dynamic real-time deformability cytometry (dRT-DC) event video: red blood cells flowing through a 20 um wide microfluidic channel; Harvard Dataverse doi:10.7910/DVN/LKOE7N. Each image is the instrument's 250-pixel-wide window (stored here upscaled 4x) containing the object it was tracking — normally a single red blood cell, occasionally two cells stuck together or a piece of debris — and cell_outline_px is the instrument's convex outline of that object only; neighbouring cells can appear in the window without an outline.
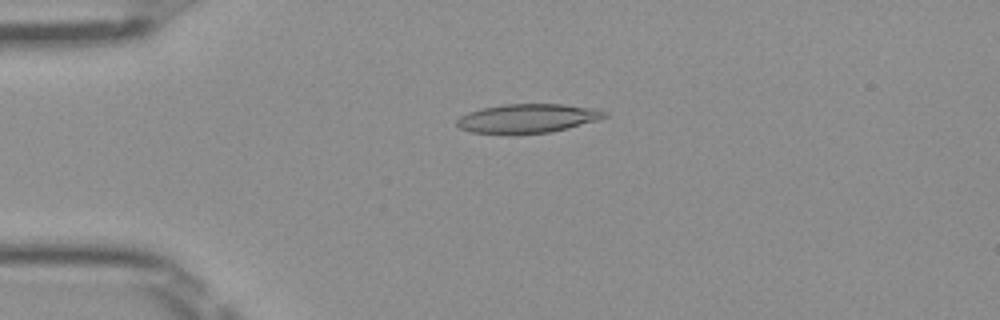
{"species": "Egyptian fruit bat (a non-hibernating species)", "species_latin": "Rousettus aegyptiacus", "temperature_condition": "room temperature", "stored_images_in_passage": 50, "camera_frame_rate_fps": 3000, "um_per_image_px": 0.085, "frame": {"image": 1, "passage_image": 12, "time_ms": 3.667, "image_size_px": [1000, 320], "cell_outline_px": [[608, 116], [600, 120], [552, 132], [472, 132], [460, 128], [456, 124], [456, 120], [460, 116], [468, 112], [480, 108], [504, 104], [564, 104], [600, 108], [608, 112]], "centroid_in_image_um": [44.94, 10.02], "position_along_channel_um": 40.1, "area_um2": 24.8}}
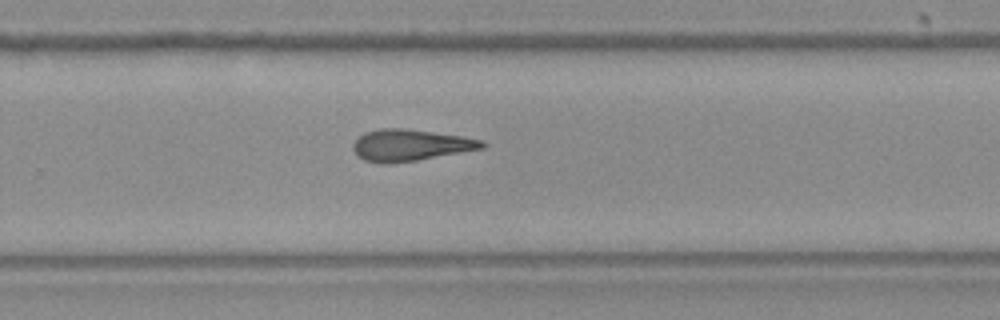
{"frame": {"image": 2, "passage_image": 33, "time_ms": 10.667, "image_size_px": [1000, 320], "cell_outline_px": [[488, 144], [484, 148], [416, 160], [388, 164], [380, 164], [364, 160], [356, 156], [352, 148], [352, 144], [364, 132], [380, 128], [404, 128], [460, 136], [484, 140]], "centroid_in_image_um": [34.84, 12.34], "position_along_channel_um": 295.0, "area_um2": 23.76}}
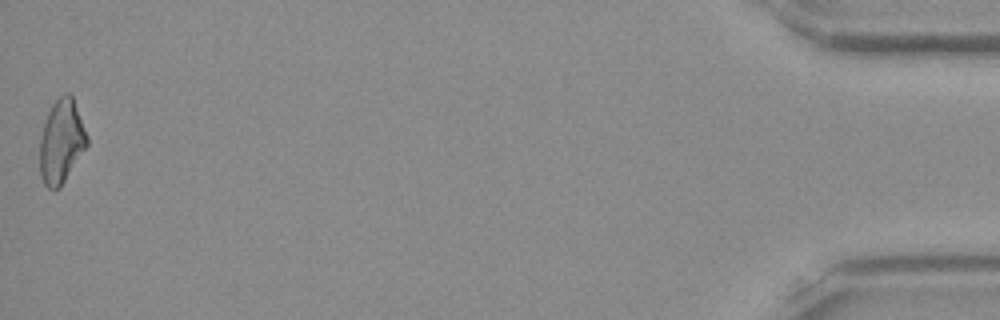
{"frame": {"image": 3, "passage_image": 50, "time_ms": 16.333, "image_size_px": [1000, 320], "cell_outline_px": [[88, 144], [60, 188], [48, 188], [44, 184], [40, 176], [40, 136], [48, 112], [52, 104], [64, 92], [68, 92], [72, 96], [88, 136]], "centroid_in_image_um": [5.21, 12.02], "position_along_channel_um": 430.0, "area_um2": 22.89}, "authors_computed_cell_mechanics": {"area_um2": 23.8714, "velocity_mm_per_s": 4.0599, "shape_relaxation_time_tau1_ms": null, "shape_relaxation_time_tau2_ms": 7.5375, "deformation_change_tau1": null, "deformation_change_tau2": 0.2318}}